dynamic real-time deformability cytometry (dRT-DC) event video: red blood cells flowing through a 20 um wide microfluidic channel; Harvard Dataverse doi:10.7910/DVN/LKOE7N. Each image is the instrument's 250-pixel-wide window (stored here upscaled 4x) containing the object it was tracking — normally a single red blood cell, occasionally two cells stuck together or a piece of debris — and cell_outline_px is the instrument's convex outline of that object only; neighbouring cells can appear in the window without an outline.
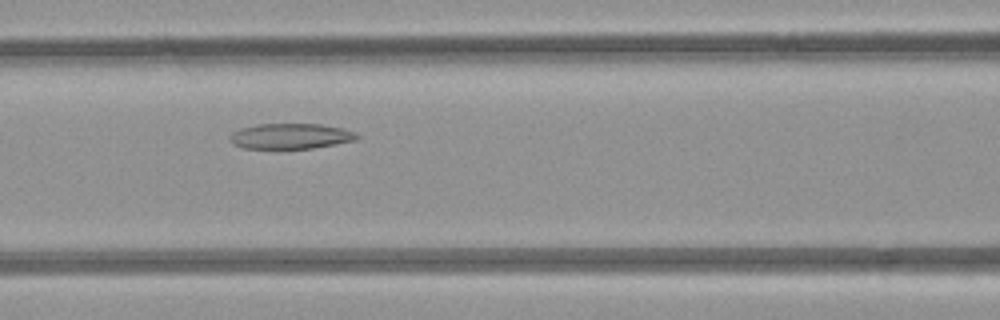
{"species": "common noctule bat (a hibernating species)", "species_latin": "Nyctalus noctula", "temperature_condition": "room temperature", "stored_images_in_passage": 10, "camera_frame_rate_fps": 3000, "um_per_image_px": 0.085, "animal": {"sex": "female", "body_mass_g": 21.9}, "frame": {"image": 1, "passage_image": 6, "time_ms": 7.0, "image_size_px": [1000, 320], "cell_outline_px": [[360, 136], [356, 140], [312, 148], [244, 148], [232, 144], [228, 136], [232, 132], [240, 128], [256, 124], [320, 124], [340, 128], [356, 132]], "centroid_in_image_um": [24.67, 11.57], "position_along_channel_um": 141.9, "area_um2": 18.79}}
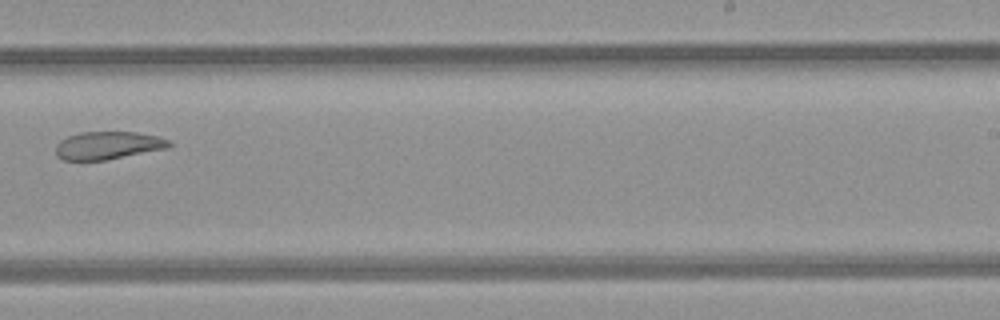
{"frame": {"image": 2, "passage_image": 9, "time_ms": 10.333, "image_size_px": [1000, 320], "cell_outline_px": [[172, 144], [168, 148], [104, 160], [64, 160], [56, 156], [56, 144], [60, 140], [68, 136], [80, 132], [136, 132], [160, 136], [172, 140]], "centroid_in_image_um": [9.2, 12.35], "position_along_channel_um": 279.8, "area_um2": 18.5}}
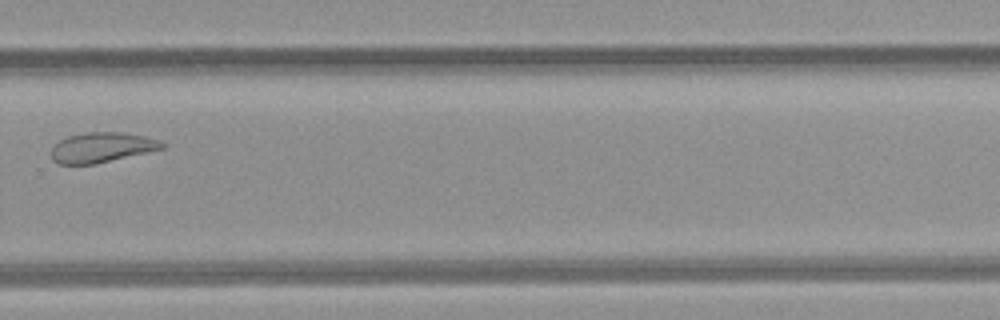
{"frame": {"image": 3, "passage_image": 10, "time_ms": 11.333, "image_size_px": [1000, 320], "cell_outline_px": [[164, 148], [96, 164], [56, 164], [52, 160], [52, 144], [68, 136], [88, 132], [124, 132], [144, 136], [160, 140], [164, 144]], "centroid_in_image_um": [8.62, 12.53], "position_along_channel_um": 321.2, "area_um2": 19.42}}